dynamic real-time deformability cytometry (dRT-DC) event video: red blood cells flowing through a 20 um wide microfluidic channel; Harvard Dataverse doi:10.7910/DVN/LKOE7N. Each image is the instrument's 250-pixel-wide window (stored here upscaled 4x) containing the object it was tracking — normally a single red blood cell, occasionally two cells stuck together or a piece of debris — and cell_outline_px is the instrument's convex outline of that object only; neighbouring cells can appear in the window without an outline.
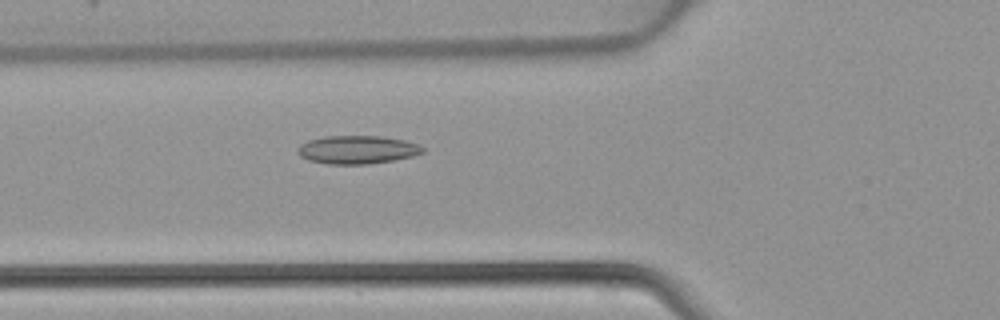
{"species": "common noctule bat (a hibernating species)", "species_latin": "Nyctalus noctula", "temperature_condition": "warm", "stored_images_in_passage": 46, "camera_frame_rate_fps": 3000, "um_per_image_px": 0.085, "animal": {"sex": "female", "body_mass_g": 22.7, "forearm_length_mm": 54.2}, "frame": {"image": 1, "passage_image": 17, "time_ms": 5.333, "image_size_px": [1000, 320], "cell_outline_px": [[424, 152], [412, 156], [392, 160], [368, 164], [328, 164], [308, 160], [300, 156], [296, 152], [296, 148], [300, 144], [308, 140], [324, 136], [380, 136], [404, 140], [420, 144], [424, 148]], "centroid_in_image_um": [30.34, 12.72], "position_along_channel_um": 95.5, "area_um2": 20.69}}
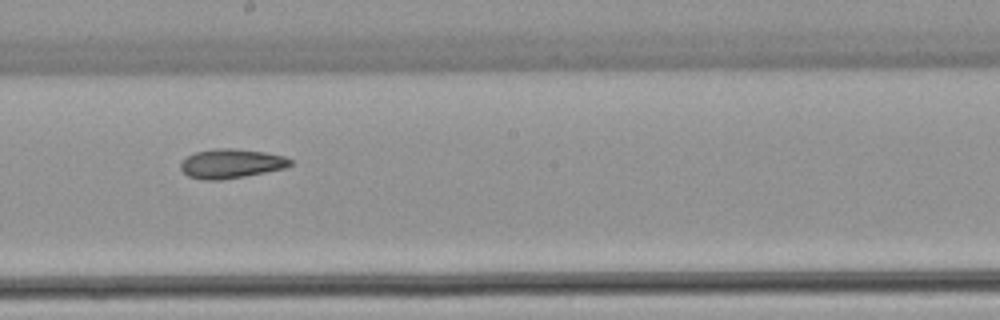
{"frame": {"image": 2, "passage_image": 26, "time_ms": 8.333, "image_size_px": [1000, 320], "cell_outline_px": [[292, 164], [284, 168], [244, 176], [220, 180], [204, 180], [188, 176], [180, 168], [180, 164], [188, 156], [196, 152], [216, 148], [232, 148], [264, 152], [284, 156], [292, 160]], "centroid_in_image_um": [19.64, 13.9], "position_along_channel_um": 228.6, "area_um2": 18.5}}
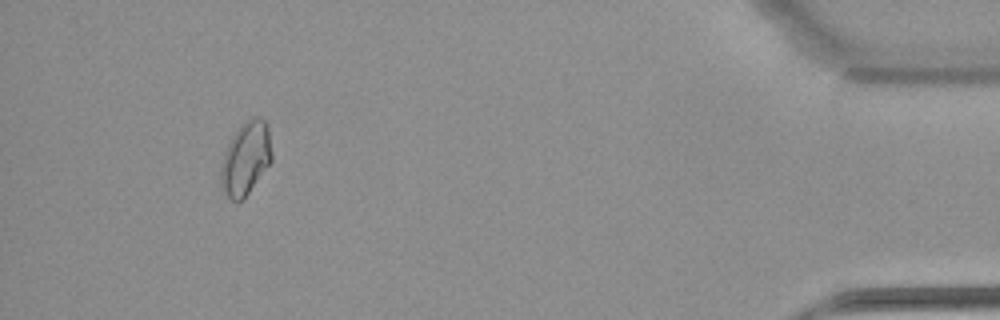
{"frame": {"image": 3, "passage_image": 43, "time_ms": 14.0, "image_size_px": [1000, 320], "cell_outline_px": [[272, 160], [244, 200], [232, 200], [224, 192], [220, 184], [220, 168], [224, 152], [236, 128], [244, 120], [252, 116], [260, 116], [264, 120], [268, 128], [272, 152]], "centroid_in_image_um": [20.88, 13.43], "position_along_channel_um": 414.3, "area_um2": 22.02}}